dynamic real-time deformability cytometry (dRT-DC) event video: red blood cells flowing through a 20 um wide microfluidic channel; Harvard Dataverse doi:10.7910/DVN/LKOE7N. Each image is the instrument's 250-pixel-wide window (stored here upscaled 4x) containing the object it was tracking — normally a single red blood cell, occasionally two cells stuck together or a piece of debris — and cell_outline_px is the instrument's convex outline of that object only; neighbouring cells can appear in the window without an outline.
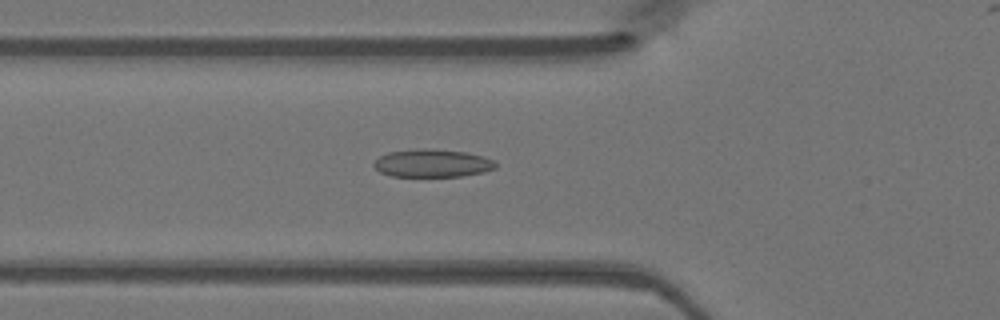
{"species": "Egyptian fruit bat (a non-hibernating species)", "species_latin": "Rousettus aegyptiacus", "temperature_condition": "warm", "stored_images_in_passage": 49, "camera_frame_rate_fps": 3000, "um_per_image_px": 0.085, "animal": {"sex": "female"}, "frame": {"image": 1, "passage_image": 17, "time_ms": 5.333, "image_size_px": [1000, 320], "cell_outline_px": [[496, 168], [484, 172], [464, 176], [392, 176], [380, 172], [372, 164], [380, 156], [388, 152], [420, 148], [432, 148], [464, 152], [484, 156], [492, 160], [496, 164]], "centroid_in_image_um": [36.75, 13.87], "position_along_channel_um": 89.0, "area_um2": 19.83}}
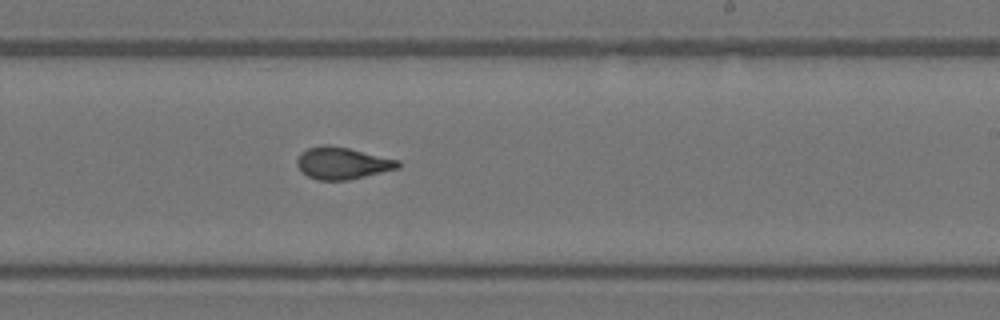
{"frame": {"image": 2, "passage_image": 29, "time_ms": 9.333, "image_size_px": [1000, 320], "cell_outline_px": [[400, 168], [348, 180], [316, 180], [308, 176], [296, 164], [296, 160], [300, 152], [308, 148], [324, 144], [328, 144], [348, 148], [400, 160]], "centroid_in_image_um": [29.1, 13.86], "position_along_channel_um": 259.9, "area_um2": 18.84}}
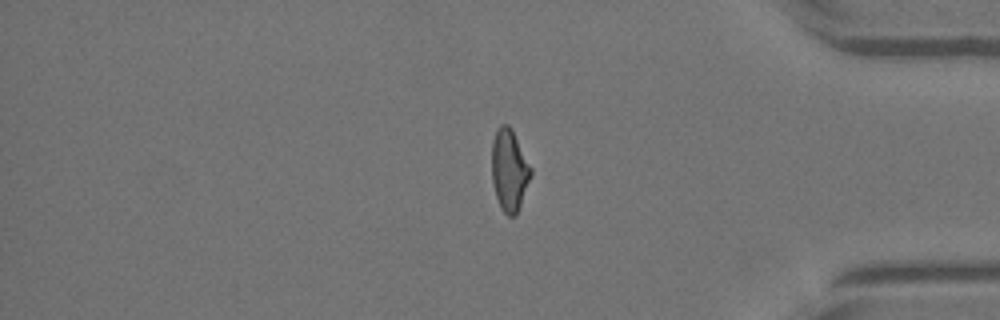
{"frame": {"image": 3, "passage_image": 40, "time_ms": 13.0, "image_size_px": [1000, 320], "cell_outline_px": [[532, 172], [516, 216], [508, 216], [500, 208], [496, 196], [492, 180], [492, 140], [500, 124], [508, 124], [512, 128], [532, 168]], "centroid_in_image_um": [43.29, 14.44], "position_along_channel_um": 391.9, "area_um2": 18.61}}